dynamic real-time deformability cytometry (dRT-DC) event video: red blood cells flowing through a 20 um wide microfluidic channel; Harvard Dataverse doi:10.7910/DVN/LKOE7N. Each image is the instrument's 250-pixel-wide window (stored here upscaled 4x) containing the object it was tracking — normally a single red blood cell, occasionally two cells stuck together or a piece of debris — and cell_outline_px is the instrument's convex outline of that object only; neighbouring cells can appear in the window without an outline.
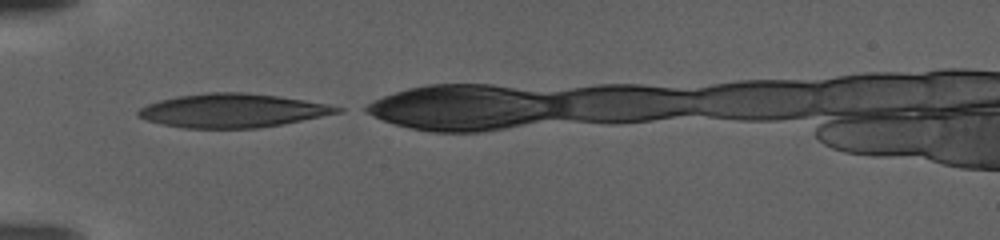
{"species": "human", "species_latin": "Homo sapiens", "temperature_condition": "warm", "stored_images_in_passage": 49, "camera_frame_rate_fps": 3000, "um_per_image_px": 0.085, "donor": {"sex": "female"}, "frame": {"image": 1, "passage_image": 1, "time_ms": 0.0, "image_size_px": [1000, 240], "cell_outline_px": [[344, 112], [284, 124], [256, 128], [184, 128], [160, 124], [136, 116], [136, 112], [140, 108], [148, 104], [160, 100], [176, 96], [208, 92], [248, 92], [304, 100], [328, 104], [344, 108]], "centroid_in_image_um": [19.78, 9.4], "position_along_channel_um": 65.2, "area_um2": 39.3}}
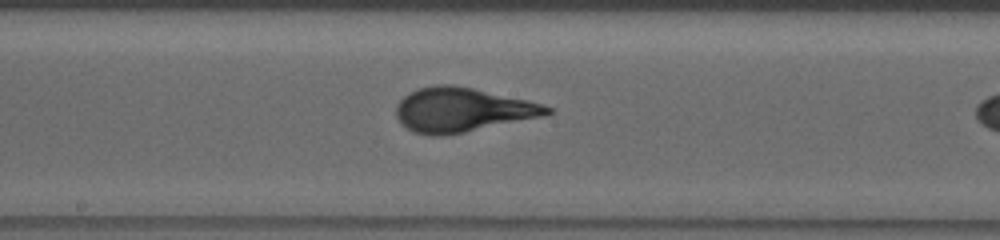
{"frame": {"image": 2, "passage_image": 24, "time_ms": 7.667, "image_size_px": [1000, 240], "cell_outline_px": [[552, 112], [544, 116], [444, 136], [428, 136], [412, 132], [400, 124], [396, 116], [396, 104], [408, 92], [416, 88], [436, 84], [452, 84], [472, 88], [528, 100], [544, 104], [552, 108]], "centroid_in_image_um": [39.23, 9.34], "position_along_channel_um": 209.0, "area_um2": 39.19}}
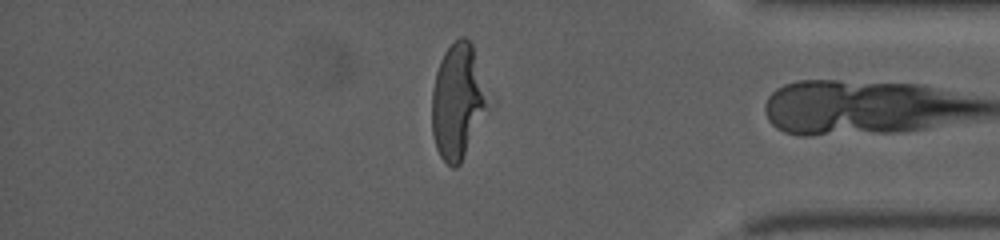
{"frame": {"image": 3, "passage_image": 48, "time_ms": 15.667, "image_size_px": [1000, 240], "cell_outline_px": [[496, 104], [460, 164], [456, 168], [452, 168], [440, 156], [436, 148], [432, 132], [432, 92], [436, 72], [440, 60], [444, 52], [460, 36], [464, 36], [472, 44], [496, 100]], "centroid_in_image_um": [39.06, 8.63], "position_along_channel_um": 396.1, "area_um2": 40.17}}